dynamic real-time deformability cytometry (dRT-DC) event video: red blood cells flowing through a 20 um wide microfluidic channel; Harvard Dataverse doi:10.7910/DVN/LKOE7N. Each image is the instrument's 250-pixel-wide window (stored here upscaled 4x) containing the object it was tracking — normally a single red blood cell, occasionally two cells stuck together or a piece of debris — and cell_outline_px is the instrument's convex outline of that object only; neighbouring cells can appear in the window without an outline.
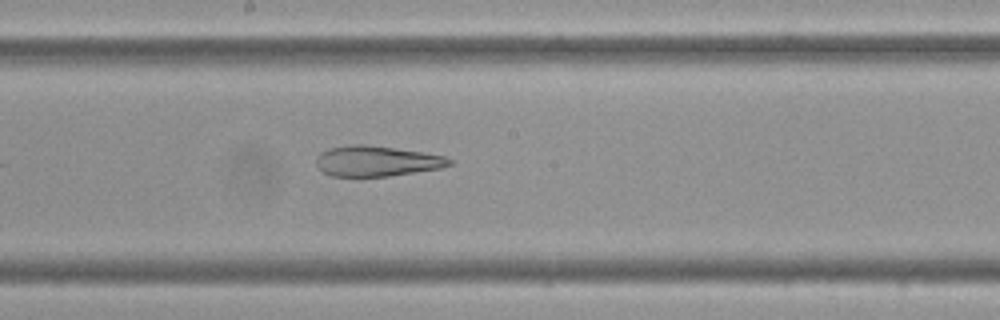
{"species": "Egyptian fruit bat (a non-hibernating species)", "species_latin": "Rousettus aegyptiacus", "temperature_condition": "cold", "stored_images_in_passage": 37, "camera_frame_rate_fps": 3000, "um_per_image_px": 0.085, "frame": {"image": 1, "passage_image": 16, "time_ms": 5.0, "image_size_px": [1000, 320], "cell_outline_px": [[452, 164], [440, 168], [388, 176], [332, 176], [324, 172], [316, 164], [316, 156], [320, 152], [328, 148], [352, 144], [364, 144], [420, 152], [444, 156], [452, 160]], "centroid_in_image_um": [31.97, 13.69], "position_along_channel_um": 216.2, "area_um2": 23.35}, "authors_computed_cell_mechanics": {"area_um2": 26.6458, "velocity_mm_per_s": 3.5163, "shape_relaxation_time_tau1_ms": null, "shape_relaxation_time_tau2_ms": 3.6231, "deformation_change_tau1": null, "deformation_change_tau2": 0.1413}}